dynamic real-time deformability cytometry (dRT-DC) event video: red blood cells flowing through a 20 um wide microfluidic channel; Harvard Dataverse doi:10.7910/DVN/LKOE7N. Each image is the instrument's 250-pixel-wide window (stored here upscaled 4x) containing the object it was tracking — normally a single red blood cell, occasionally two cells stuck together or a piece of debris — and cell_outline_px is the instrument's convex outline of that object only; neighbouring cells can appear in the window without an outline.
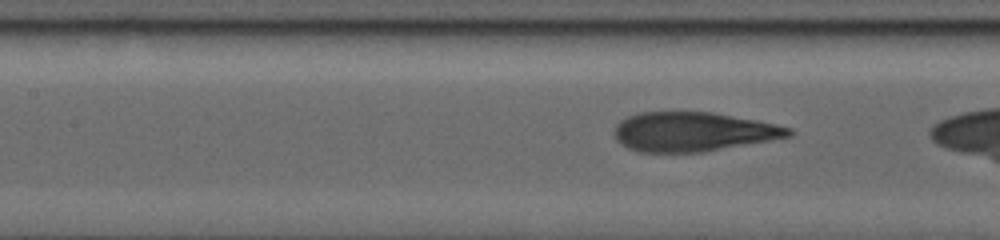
{"species": "human", "species_latin": "Homo sapiens", "temperature_condition": "warm", "stored_images_in_passage": 178, "camera_frame_rate_fps": 3000, "um_per_image_px": 0.085, "donor": {"sex": "female"}, "frame": {"image": 1, "passage_image": 156, "time_ms": 30.0, "image_size_px": [1000, 240], "cell_outline_px": [[796, 132], [792, 136], [704, 152], [640, 152], [628, 148], [620, 144], [616, 140], [612, 132], [616, 124], [620, 120], [628, 116], [640, 112], [712, 112], [756, 120], [776, 124], [792, 128]], "centroid_in_image_um": [58.9, 11.2], "position_along_channel_um": 148.5, "area_um2": 40.17}}
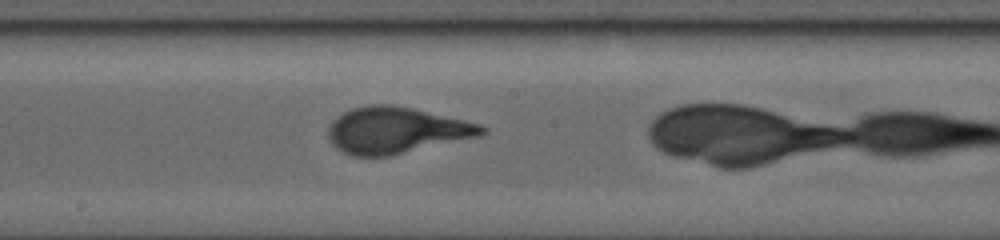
{"frame": {"image": 2, "passage_image": 177, "time_ms": 35.333, "image_size_px": [1000, 240], "cell_outline_px": [[488, 132], [480, 136], [392, 156], [352, 156], [336, 148], [332, 144], [328, 136], [328, 128], [332, 120], [336, 116], [352, 108], [368, 104], [392, 104], [412, 108], [464, 120], [480, 124], [488, 128]], "centroid_in_image_um": [33.67, 11.08], "position_along_channel_um": 214.5, "area_um2": 41.73}}